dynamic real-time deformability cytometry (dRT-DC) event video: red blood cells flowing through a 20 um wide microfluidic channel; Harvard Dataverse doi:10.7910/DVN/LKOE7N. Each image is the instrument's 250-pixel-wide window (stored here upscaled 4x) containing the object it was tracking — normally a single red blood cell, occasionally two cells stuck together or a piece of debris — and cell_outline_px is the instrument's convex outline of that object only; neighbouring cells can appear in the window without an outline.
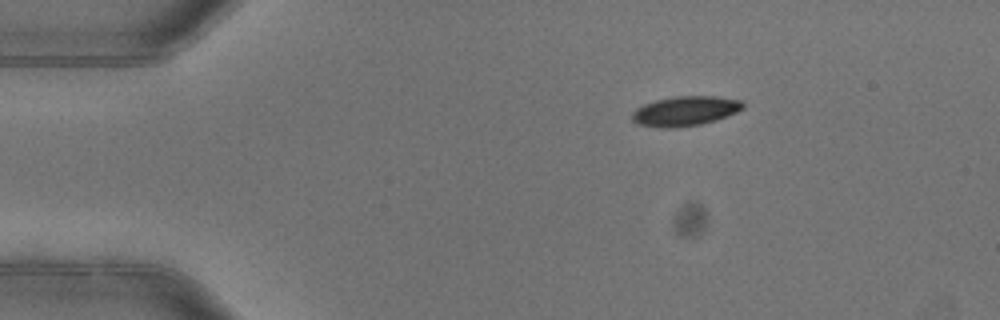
{"species": "common noctule bat (a hibernating species)", "species_latin": "Nyctalus noctula", "temperature_condition": "warm", "stored_images_in_passage": 6, "camera_frame_rate_fps": 3000, "um_per_image_px": 0.085, "animal": {"sex": "female"}, "frame": {"image": 1, "passage_image": 1, "time_ms": 0.0, "image_size_px": [1000, 320], "cell_outline_px": [[744, 108], [736, 112], [716, 120], [700, 124], [676, 128], [660, 128], [636, 124], [632, 120], [632, 112], [636, 108], [644, 104], [656, 100], [672, 96], [716, 96], [744, 100]], "centroid_in_image_um": [58.23, 9.43], "position_along_channel_um": 26.8, "area_um2": 19.42}}
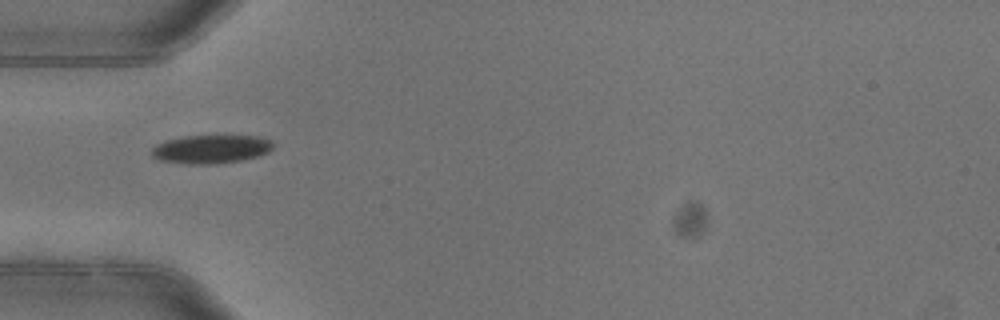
{"frame": {"image": 2, "passage_image": 3, "time_ms": 0.667, "image_size_px": [1000, 320], "cell_outline_px": [[272, 148], [268, 152], [256, 156], [240, 160], [216, 164], [184, 164], [160, 160], [152, 156], [152, 148], [156, 144], [164, 140], [184, 136], [260, 136], [272, 140]], "centroid_in_image_um": [17.9, 12.67], "position_along_channel_um": 67.1, "area_um2": 20.17}}
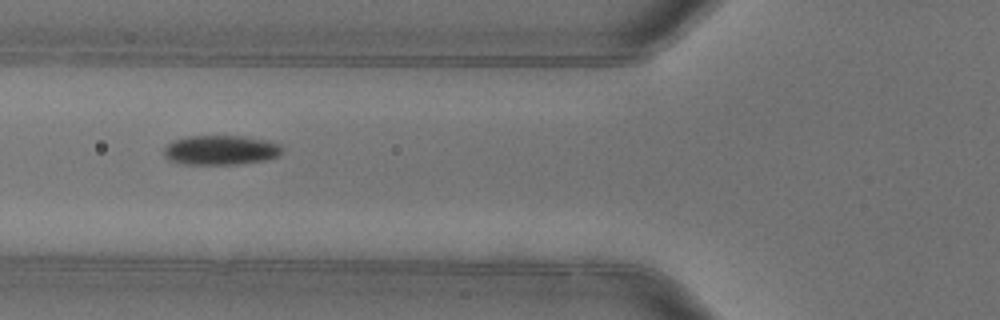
{"frame": {"image": 3, "passage_image": 4, "time_ms": 1.0, "image_size_px": [1000, 320], "cell_outline_px": [[284, 148], [280, 156], [264, 160], [236, 164], [180, 164], [168, 160], [164, 156], [164, 148], [168, 144], [176, 140], [188, 136], [244, 136], [264, 140], [280, 144]], "centroid_in_image_um": [18.77, 12.76], "position_along_channel_um": 107.0, "area_um2": 20.4}}